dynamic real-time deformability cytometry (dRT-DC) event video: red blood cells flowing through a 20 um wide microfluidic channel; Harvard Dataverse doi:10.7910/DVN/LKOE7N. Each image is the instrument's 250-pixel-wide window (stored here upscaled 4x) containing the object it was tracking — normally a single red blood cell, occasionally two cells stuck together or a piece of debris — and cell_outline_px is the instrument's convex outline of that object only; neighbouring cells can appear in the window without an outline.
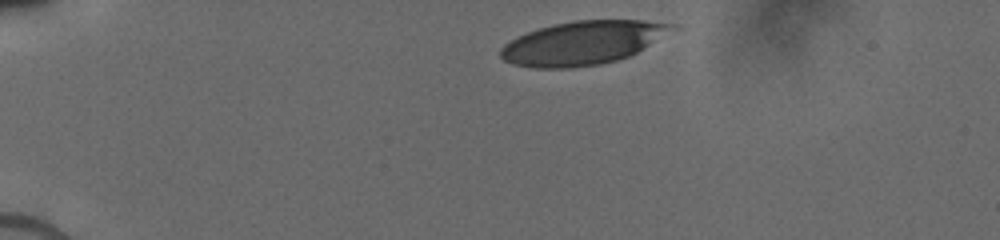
{"species": "human", "species_latin": "Homo sapiens", "temperature_condition": "cold", "stored_images_in_passage": 32, "camera_frame_rate_fps": 3000, "um_per_image_px": 0.085, "donor": {"sex": "male"}, "frame": {"image": 1, "passage_image": 1, "time_ms": 0.0, "image_size_px": [1000, 240], "cell_outline_px": [[684, 28], [628, 56], [616, 60], [600, 64], [568, 68], [532, 68], [512, 64], [504, 60], [500, 56], [500, 48], [504, 44], [528, 32], [552, 24], [572, 20], [644, 20], [680, 24]], "centroid_in_image_um": [49.65, 3.62], "position_along_channel_um": 35.4, "area_um2": 44.1}}
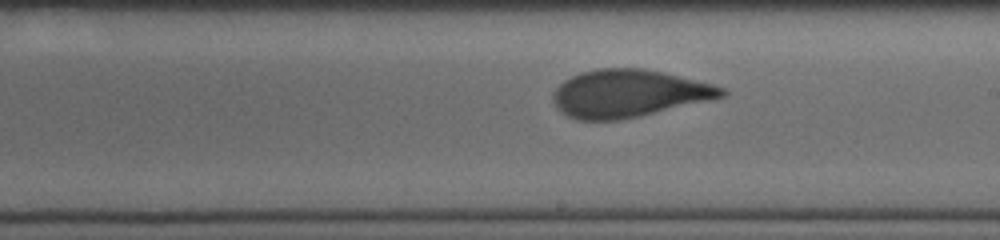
{"frame": {"image": 2, "passage_image": 19, "time_ms": 6.667, "image_size_px": [1000, 240], "cell_outline_px": [[728, 96], [640, 116], [620, 120], [576, 120], [560, 112], [556, 108], [552, 100], [552, 92], [564, 80], [580, 72], [596, 68], [644, 68], [664, 72], [712, 84], [724, 88], [728, 92]], "centroid_in_image_um": [53.42, 7.94], "position_along_channel_um": 235.6, "area_um2": 47.05}}
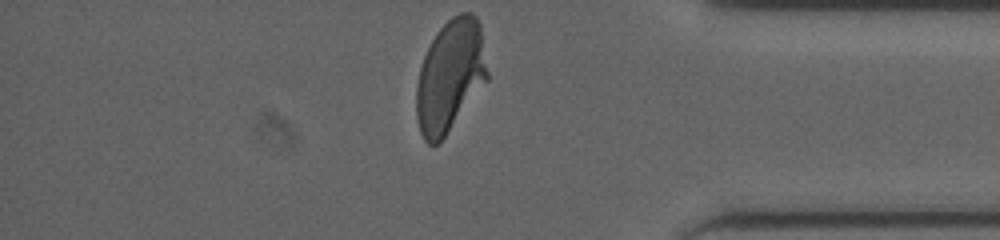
{"frame": {"image": 3, "passage_image": 32, "time_ms": 11.0, "image_size_px": [1000, 240], "cell_outline_px": [[488, 80], [440, 144], [428, 144], [424, 140], [420, 132], [416, 116], [416, 84], [420, 68], [424, 56], [436, 32], [452, 16], [460, 12], [472, 12], [476, 16], [480, 24], [488, 72]], "centroid_in_image_um": [38.26, 6.47], "position_along_channel_um": 396.9, "area_um2": 46.76}}